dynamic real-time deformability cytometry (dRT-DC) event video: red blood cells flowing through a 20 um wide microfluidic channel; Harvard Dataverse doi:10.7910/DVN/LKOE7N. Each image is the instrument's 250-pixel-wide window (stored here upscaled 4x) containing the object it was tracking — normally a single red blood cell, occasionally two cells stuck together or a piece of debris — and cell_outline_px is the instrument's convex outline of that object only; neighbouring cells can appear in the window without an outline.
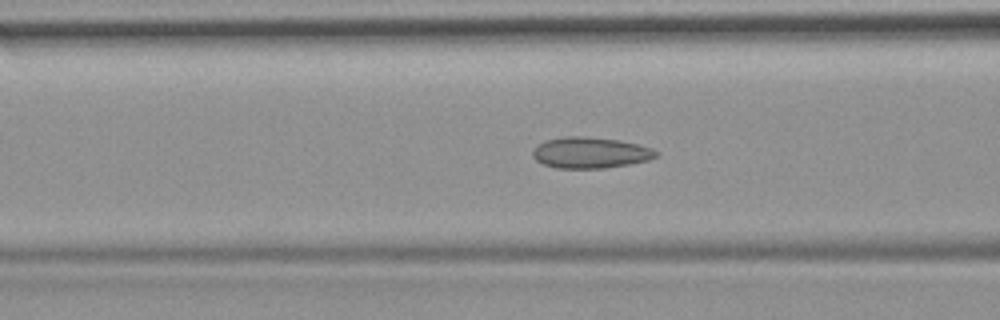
{"species": "common noctule bat (a hibernating species)", "species_latin": "Nyctalus noctula", "temperature_condition": "room temperature", "stored_images_in_passage": 52, "camera_frame_rate_fps": 3000, "um_per_image_px": 0.085, "animal": {"sex": "female", "body_mass_g": 19.9}, "frame": {"image": 1, "passage_image": 20, "time_ms": 6.333, "image_size_px": [1000, 320], "cell_outline_px": [[660, 152], [656, 156], [648, 160], [628, 164], [604, 168], [556, 168], [544, 164], [536, 160], [532, 156], [532, 152], [540, 144], [548, 140], [564, 136], [584, 136], [616, 140], [636, 144], [652, 148]], "centroid_in_image_um": [50.18, 12.98], "position_along_channel_um": 116.4, "area_um2": 22.02}}
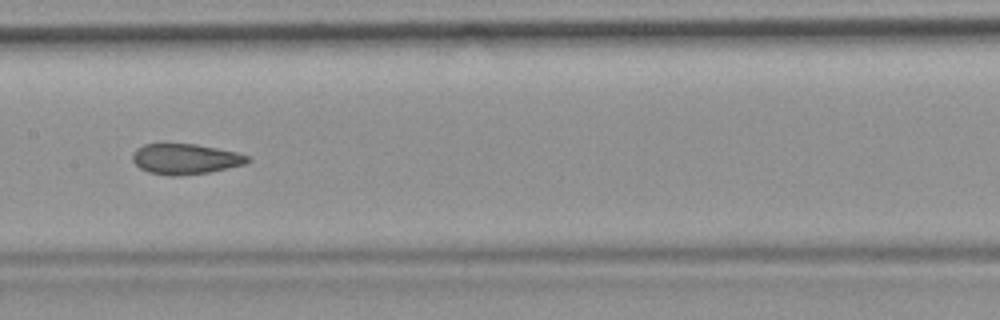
{"frame": {"image": 2, "passage_image": 26, "time_ms": 8.333, "image_size_px": [1000, 320], "cell_outline_px": [[252, 160], [244, 164], [208, 172], [180, 176], [168, 176], [148, 172], [140, 168], [132, 160], [132, 152], [136, 148], [144, 144], [196, 144], [236, 152], [248, 156]], "centroid_in_image_um": [15.72, 13.51], "position_along_channel_um": 191.7, "area_um2": 20.4}}
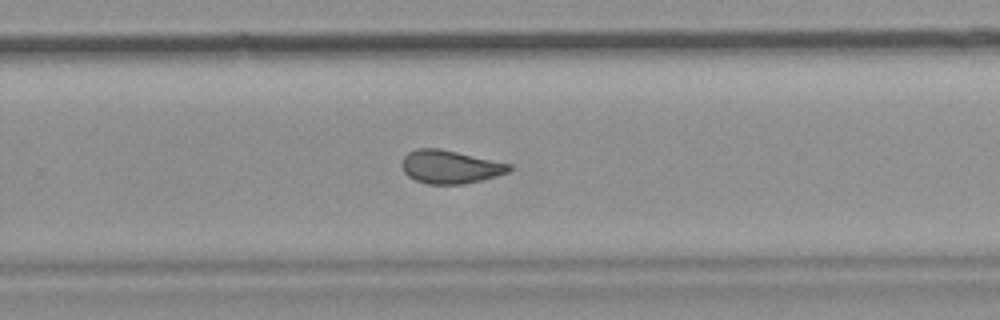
{"frame": {"image": 3, "passage_image": 34, "time_ms": 11.0, "image_size_px": [1000, 320], "cell_outline_px": [[512, 168], [508, 172], [496, 176], [464, 184], [428, 184], [416, 180], [408, 176], [404, 172], [400, 164], [400, 160], [408, 152], [416, 148], [436, 148], [456, 152], [512, 164]], "centroid_in_image_um": [38.22, 14.18], "position_along_channel_um": 291.6, "area_um2": 20.75}, "authors_computed_cell_mechanics": {"area_um2": 21.386, "velocity_mm_per_s": 3.7686, "shape_relaxation_time_tau1_ms": null, "shape_relaxation_time_tau2_ms": 1.4966, "deformation_change_tau1": null, "deformation_change_tau2": 0.0837}}